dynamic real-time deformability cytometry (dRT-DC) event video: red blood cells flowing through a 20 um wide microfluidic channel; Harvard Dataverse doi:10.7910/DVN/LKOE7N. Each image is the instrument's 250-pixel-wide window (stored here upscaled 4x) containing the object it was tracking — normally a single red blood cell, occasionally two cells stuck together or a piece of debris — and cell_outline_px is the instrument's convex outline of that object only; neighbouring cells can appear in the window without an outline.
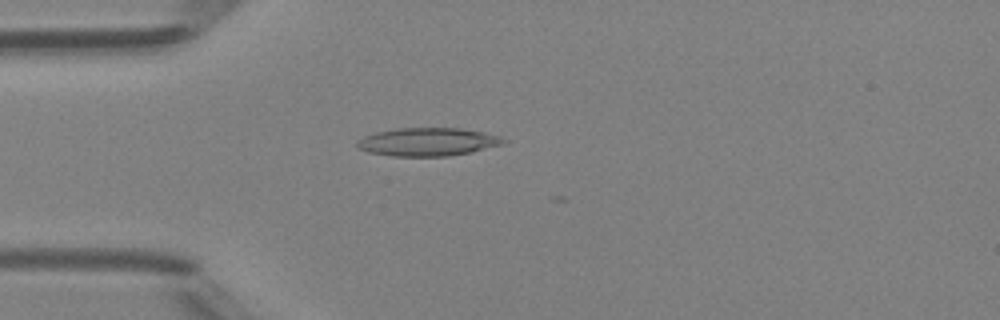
{"species": "Egyptian fruit bat (a non-hibernating species)", "species_latin": "Rousettus aegyptiacus", "temperature_condition": "room temperature", "stored_images_in_passage": 30, "camera_frame_rate_fps": 3000, "um_per_image_px": 0.085, "animal": {"sex": "female"}, "frame": {"image": 1, "passage_image": 14, "time_ms": 4.333, "image_size_px": [1000, 320], "cell_outline_px": [[508, 140], [504, 144], [472, 152], [448, 156], [392, 156], [368, 152], [356, 148], [356, 140], [364, 136], [376, 132], [396, 128], [460, 128], [484, 132], [500, 136]], "centroid_in_image_um": [36.36, 12.06], "position_along_channel_um": 48.6, "area_um2": 24.28}}
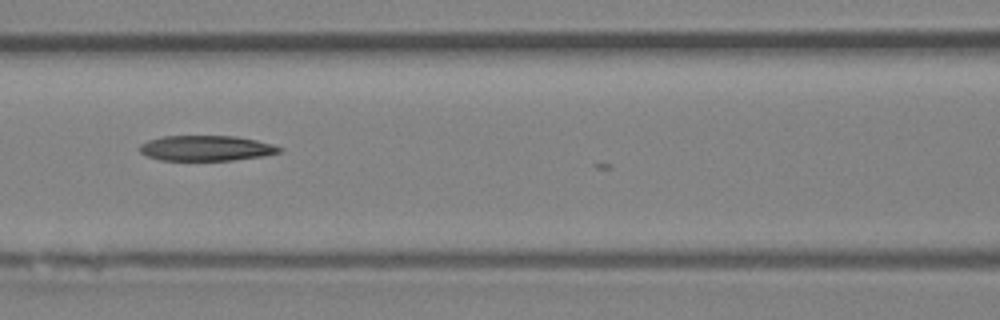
{"frame": {"image": 2, "passage_image": 22, "time_ms": 7.0, "image_size_px": [1000, 320], "cell_outline_px": [[284, 152], [264, 156], [232, 160], [160, 160], [148, 156], [140, 152], [140, 144], [148, 140], [160, 136], [236, 136], [256, 140], [272, 144], [284, 148]], "centroid_in_image_um": [17.57, 12.59], "position_along_channel_um": 149.0, "area_um2": 20.75}}
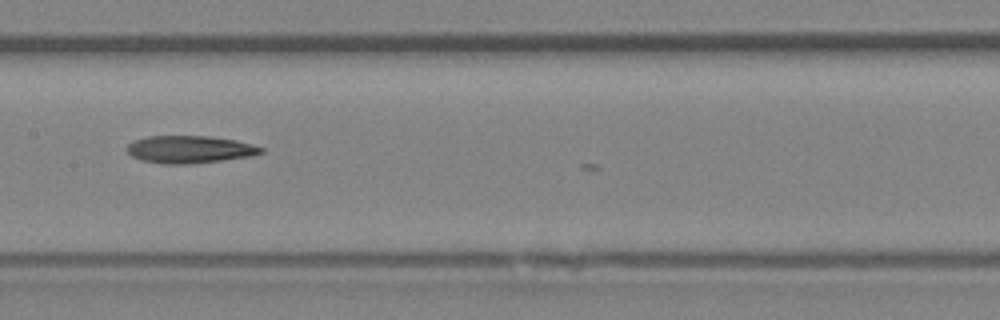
{"frame": {"image": 3, "passage_image": 25, "time_ms": 8.0, "image_size_px": [1000, 320], "cell_outline_px": [[264, 152], [252, 156], [188, 164], [164, 164], [144, 160], [132, 156], [124, 148], [132, 140], [148, 136], [208, 136], [236, 140], [252, 144], [264, 148]], "centroid_in_image_um": [16.11, 12.69], "position_along_channel_um": 191.3, "area_um2": 21.44}}